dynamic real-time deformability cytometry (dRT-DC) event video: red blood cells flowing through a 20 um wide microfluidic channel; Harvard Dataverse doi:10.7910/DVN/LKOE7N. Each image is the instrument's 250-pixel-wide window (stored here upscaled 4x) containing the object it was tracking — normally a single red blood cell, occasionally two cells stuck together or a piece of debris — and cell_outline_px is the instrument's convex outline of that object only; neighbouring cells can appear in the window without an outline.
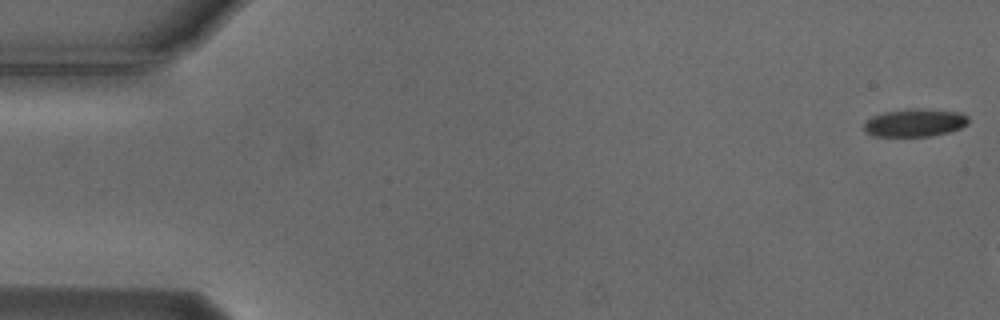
{"species": "Egyptian fruit bat (a non-hibernating species)", "species_latin": "Rousettus aegyptiacus", "temperature_condition": "cold", "stored_images_in_passage": 12, "camera_frame_rate_fps": 3000, "um_per_image_px": 0.085, "animal": {"sex": "male"}, "frame": {"image": 1, "passage_image": 1, "time_ms": 0.0, "image_size_px": [1000, 320], "cell_outline_px": [[968, 124], [960, 128], [948, 132], [928, 136], [872, 136], [864, 132], [864, 124], [872, 116], [884, 112], [912, 108], [916, 108], [960, 112], [968, 116]], "centroid_in_image_um": [77.75, 10.43], "position_along_channel_um": 7.3, "area_um2": 16.94}}